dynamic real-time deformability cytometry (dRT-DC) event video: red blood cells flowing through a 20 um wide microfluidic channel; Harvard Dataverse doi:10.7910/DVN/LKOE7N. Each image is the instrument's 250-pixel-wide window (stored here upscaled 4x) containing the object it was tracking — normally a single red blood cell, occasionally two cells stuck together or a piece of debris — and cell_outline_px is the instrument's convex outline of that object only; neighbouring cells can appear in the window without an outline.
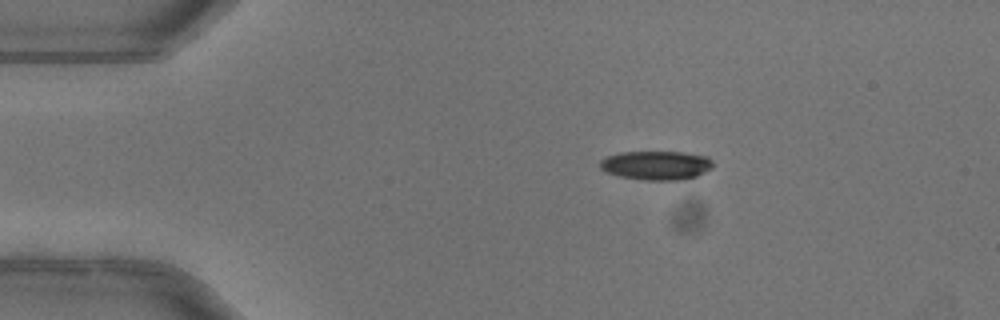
{"species": "common noctule bat (a hibernating species)", "species_latin": "Nyctalus noctula", "temperature_condition": "warm", "stored_images_in_passage": 50, "camera_frame_rate_fps": 3000, "um_per_image_px": 0.085, "animal": {"sex": "female"}, "frame": {"image": 1, "passage_image": 8, "time_ms": 2.333, "image_size_px": [1000, 320], "cell_outline_px": [[712, 168], [696, 176], [680, 180], [644, 180], [620, 176], [608, 172], [600, 168], [600, 160], [608, 156], [620, 152], [684, 152], [708, 156], [712, 160]], "centroid_in_image_um": [55.8, 14.04], "position_along_channel_um": 29.2, "area_um2": 19.02}}
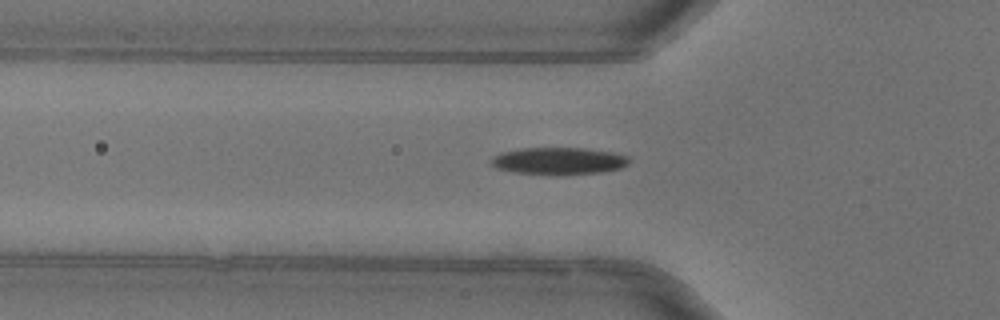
{"frame": {"image": 2, "passage_image": 16, "time_ms": 5.0, "image_size_px": [1000, 320], "cell_outline_px": [[628, 164], [620, 168], [600, 172], [556, 176], [516, 172], [496, 168], [492, 164], [492, 156], [500, 152], [520, 148], [584, 148], [612, 152], [628, 156]], "centroid_in_image_um": [47.47, 13.69], "position_along_channel_um": 78.3, "area_um2": 21.96}, "authors_computed_cell_mechanics": {"area_um2": 20.7502, "velocity_mm_per_s": 4.0371, "shape_relaxation_time_tau1_ms": 3.876, "shape_relaxation_time_tau2_ms": null, "deformation_change_tau1": 0.1613, "deformation_change_tau2": null}}